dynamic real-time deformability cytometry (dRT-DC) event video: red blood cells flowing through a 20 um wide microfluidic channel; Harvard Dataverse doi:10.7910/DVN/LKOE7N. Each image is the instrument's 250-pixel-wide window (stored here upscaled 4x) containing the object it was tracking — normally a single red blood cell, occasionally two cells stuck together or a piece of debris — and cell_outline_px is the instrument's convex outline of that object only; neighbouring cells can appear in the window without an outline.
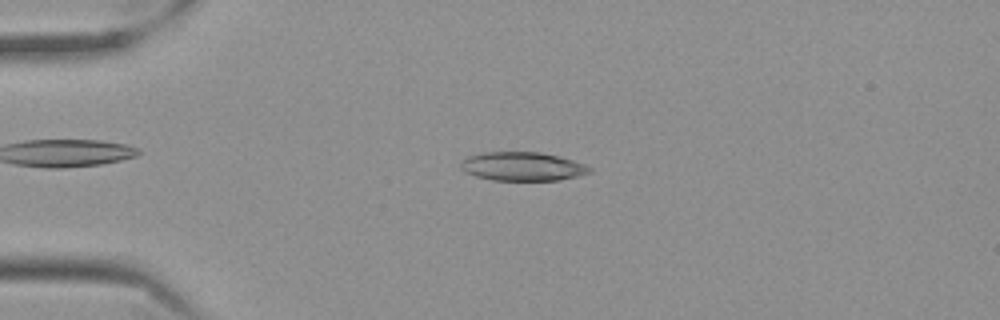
{"species": "Egyptian fruit bat (a non-hibernating species)", "species_latin": "Rousettus aegyptiacus", "temperature_condition": "cold", "stored_images_in_passage": 58, "camera_frame_rate_fps": 3000, "um_per_image_px": 0.085, "frame": {"image": 1, "passage_image": 14, "time_ms": 4.333, "image_size_px": [1000, 320], "cell_outline_px": [[592, 172], [560, 180], [492, 180], [476, 176], [464, 172], [460, 168], [460, 164], [468, 156], [484, 152], [540, 152], [572, 160], [584, 164], [592, 168]], "centroid_in_image_um": [44.39, 14.15], "position_along_channel_um": 40.6, "area_um2": 21.44}}
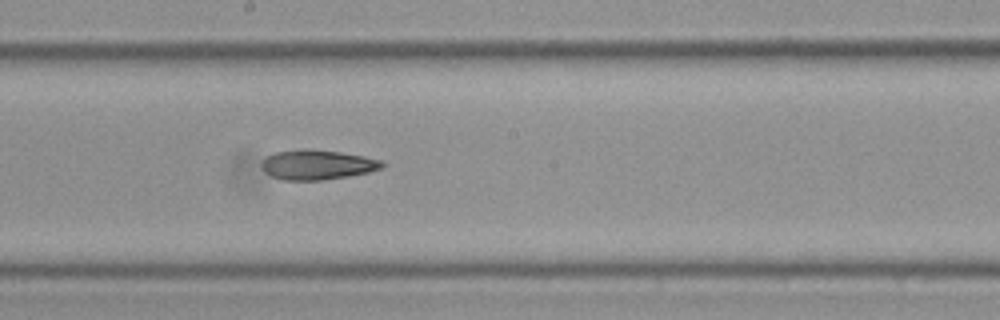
{"frame": {"image": 2, "passage_image": 32, "time_ms": 10.333, "image_size_px": [1000, 320], "cell_outline_px": [[384, 164], [380, 168], [368, 172], [348, 176], [320, 180], [280, 180], [264, 172], [264, 160], [268, 156], [276, 152], [304, 148], [308, 148], [340, 152], [364, 156], [380, 160]], "centroid_in_image_um": [26.96, 14.0], "position_along_channel_um": 221.2, "area_um2": 20.63}}
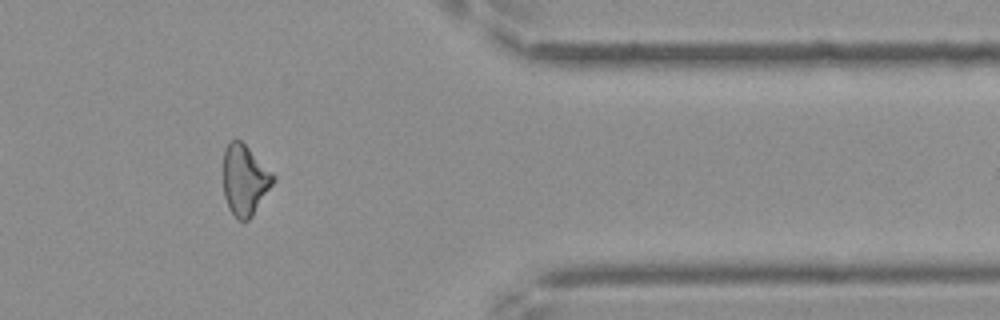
{"frame": {"image": 3, "passage_image": 48, "time_ms": 15.667, "image_size_px": [1000, 320], "cell_outline_px": [[276, 180], [252, 216], [248, 220], [236, 220], [228, 208], [224, 196], [224, 148], [228, 140], [240, 140], [276, 176]], "centroid_in_image_um": [20.8, 15.31], "position_along_channel_um": 390.6, "area_um2": 20.52}}